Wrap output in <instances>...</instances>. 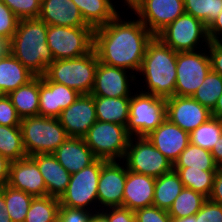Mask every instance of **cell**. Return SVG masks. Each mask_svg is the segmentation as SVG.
<instances>
[{
  "mask_svg": "<svg viewBox=\"0 0 222 222\" xmlns=\"http://www.w3.org/2000/svg\"><path fill=\"white\" fill-rule=\"evenodd\" d=\"M120 13L94 29L93 49L99 62L138 74L147 44L154 35L138 18L125 21Z\"/></svg>",
  "mask_w": 222,
  "mask_h": 222,
  "instance_id": "cell-1",
  "label": "cell"
},
{
  "mask_svg": "<svg viewBox=\"0 0 222 222\" xmlns=\"http://www.w3.org/2000/svg\"><path fill=\"white\" fill-rule=\"evenodd\" d=\"M47 30L40 18L20 19L10 40V53L35 76H44L55 60L47 45Z\"/></svg>",
  "mask_w": 222,
  "mask_h": 222,
  "instance_id": "cell-2",
  "label": "cell"
},
{
  "mask_svg": "<svg viewBox=\"0 0 222 222\" xmlns=\"http://www.w3.org/2000/svg\"><path fill=\"white\" fill-rule=\"evenodd\" d=\"M176 62L177 52L154 36L147 44L142 65L137 74L143 76V82L145 81L146 84L143 86L146 89L142 88L141 92L165 99L174 96Z\"/></svg>",
  "mask_w": 222,
  "mask_h": 222,
  "instance_id": "cell-3",
  "label": "cell"
},
{
  "mask_svg": "<svg viewBox=\"0 0 222 222\" xmlns=\"http://www.w3.org/2000/svg\"><path fill=\"white\" fill-rule=\"evenodd\" d=\"M20 127L27 157L53 154L69 137L58 118L26 117L21 119Z\"/></svg>",
  "mask_w": 222,
  "mask_h": 222,
  "instance_id": "cell-4",
  "label": "cell"
},
{
  "mask_svg": "<svg viewBox=\"0 0 222 222\" xmlns=\"http://www.w3.org/2000/svg\"><path fill=\"white\" fill-rule=\"evenodd\" d=\"M98 58L94 49L81 57L54 60L45 76L51 81L76 90L79 94H90L94 85Z\"/></svg>",
  "mask_w": 222,
  "mask_h": 222,
  "instance_id": "cell-5",
  "label": "cell"
},
{
  "mask_svg": "<svg viewBox=\"0 0 222 222\" xmlns=\"http://www.w3.org/2000/svg\"><path fill=\"white\" fill-rule=\"evenodd\" d=\"M166 119V99L140 90L130 97L129 121L131 136L146 137Z\"/></svg>",
  "mask_w": 222,
  "mask_h": 222,
  "instance_id": "cell-6",
  "label": "cell"
},
{
  "mask_svg": "<svg viewBox=\"0 0 222 222\" xmlns=\"http://www.w3.org/2000/svg\"><path fill=\"white\" fill-rule=\"evenodd\" d=\"M130 138L131 135L125 126L99 120L83 136L94 156L106 161H121L124 158Z\"/></svg>",
  "mask_w": 222,
  "mask_h": 222,
  "instance_id": "cell-7",
  "label": "cell"
},
{
  "mask_svg": "<svg viewBox=\"0 0 222 222\" xmlns=\"http://www.w3.org/2000/svg\"><path fill=\"white\" fill-rule=\"evenodd\" d=\"M47 45L55 60L81 57L93 50L94 28L48 25Z\"/></svg>",
  "mask_w": 222,
  "mask_h": 222,
  "instance_id": "cell-8",
  "label": "cell"
},
{
  "mask_svg": "<svg viewBox=\"0 0 222 222\" xmlns=\"http://www.w3.org/2000/svg\"><path fill=\"white\" fill-rule=\"evenodd\" d=\"M155 37L175 52L197 51L203 43L202 46L207 47L210 42L204 23L187 13L176 18Z\"/></svg>",
  "mask_w": 222,
  "mask_h": 222,
  "instance_id": "cell-9",
  "label": "cell"
},
{
  "mask_svg": "<svg viewBox=\"0 0 222 222\" xmlns=\"http://www.w3.org/2000/svg\"><path fill=\"white\" fill-rule=\"evenodd\" d=\"M105 161L104 159H96L88 167L71 174L66 192L59 199L60 206L85 209L92 212L99 211L95 208L98 203L97 188L101 167ZM94 202L95 204H93ZM90 208H93V210Z\"/></svg>",
  "mask_w": 222,
  "mask_h": 222,
  "instance_id": "cell-10",
  "label": "cell"
},
{
  "mask_svg": "<svg viewBox=\"0 0 222 222\" xmlns=\"http://www.w3.org/2000/svg\"><path fill=\"white\" fill-rule=\"evenodd\" d=\"M122 161L128 170L155 178L173 170L171 161L147 137L131 136Z\"/></svg>",
  "mask_w": 222,
  "mask_h": 222,
  "instance_id": "cell-11",
  "label": "cell"
},
{
  "mask_svg": "<svg viewBox=\"0 0 222 222\" xmlns=\"http://www.w3.org/2000/svg\"><path fill=\"white\" fill-rule=\"evenodd\" d=\"M177 52L176 84L174 95L192 97L212 70L209 53L206 50Z\"/></svg>",
  "mask_w": 222,
  "mask_h": 222,
  "instance_id": "cell-12",
  "label": "cell"
},
{
  "mask_svg": "<svg viewBox=\"0 0 222 222\" xmlns=\"http://www.w3.org/2000/svg\"><path fill=\"white\" fill-rule=\"evenodd\" d=\"M130 9L154 36L185 13L184 0H138Z\"/></svg>",
  "mask_w": 222,
  "mask_h": 222,
  "instance_id": "cell-13",
  "label": "cell"
},
{
  "mask_svg": "<svg viewBox=\"0 0 222 222\" xmlns=\"http://www.w3.org/2000/svg\"><path fill=\"white\" fill-rule=\"evenodd\" d=\"M128 73L129 70L127 69L98 62L94 85L90 94L109 98L131 97L133 92L130 91V86L134 81L136 83L133 84L139 86V84L136 85L139 80H136L137 77L132 72L129 75Z\"/></svg>",
  "mask_w": 222,
  "mask_h": 222,
  "instance_id": "cell-14",
  "label": "cell"
},
{
  "mask_svg": "<svg viewBox=\"0 0 222 222\" xmlns=\"http://www.w3.org/2000/svg\"><path fill=\"white\" fill-rule=\"evenodd\" d=\"M127 171L126 165L122 161L119 162V160L105 161L102 164L97 188L99 204H97V207H99V211L106 207L123 206Z\"/></svg>",
  "mask_w": 222,
  "mask_h": 222,
  "instance_id": "cell-15",
  "label": "cell"
},
{
  "mask_svg": "<svg viewBox=\"0 0 222 222\" xmlns=\"http://www.w3.org/2000/svg\"><path fill=\"white\" fill-rule=\"evenodd\" d=\"M211 117V111L192 97L174 95L166 99V118L188 133Z\"/></svg>",
  "mask_w": 222,
  "mask_h": 222,
  "instance_id": "cell-16",
  "label": "cell"
},
{
  "mask_svg": "<svg viewBox=\"0 0 222 222\" xmlns=\"http://www.w3.org/2000/svg\"><path fill=\"white\" fill-rule=\"evenodd\" d=\"M76 90L39 76V116L58 118L80 96Z\"/></svg>",
  "mask_w": 222,
  "mask_h": 222,
  "instance_id": "cell-17",
  "label": "cell"
},
{
  "mask_svg": "<svg viewBox=\"0 0 222 222\" xmlns=\"http://www.w3.org/2000/svg\"><path fill=\"white\" fill-rule=\"evenodd\" d=\"M69 137H82L97 121L94 96L81 94L74 103L58 117Z\"/></svg>",
  "mask_w": 222,
  "mask_h": 222,
  "instance_id": "cell-18",
  "label": "cell"
},
{
  "mask_svg": "<svg viewBox=\"0 0 222 222\" xmlns=\"http://www.w3.org/2000/svg\"><path fill=\"white\" fill-rule=\"evenodd\" d=\"M7 185L22 190L33 197L47 196V188L43 177L37 164L30 157L10 163Z\"/></svg>",
  "mask_w": 222,
  "mask_h": 222,
  "instance_id": "cell-19",
  "label": "cell"
},
{
  "mask_svg": "<svg viewBox=\"0 0 222 222\" xmlns=\"http://www.w3.org/2000/svg\"><path fill=\"white\" fill-rule=\"evenodd\" d=\"M146 137L172 164L190 143L189 133L167 118Z\"/></svg>",
  "mask_w": 222,
  "mask_h": 222,
  "instance_id": "cell-20",
  "label": "cell"
},
{
  "mask_svg": "<svg viewBox=\"0 0 222 222\" xmlns=\"http://www.w3.org/2000/svg\"><path fill=\"white\" fill-rule=\"evenodd\" d=\"M156 178L127 171L123 192V207L132 211L153 205Z\"/></svg>",
  "mask_w": 222,
  "mask_h": 222,
  "instance_id": "cell-21",
  "label": "cell"
},
{
  "mask_svg": "<svg viewBox=\"0 0 222 222\" xmlns=\"http://www.w3.org/2000/svg\"><path fill=\"white\" fill-rule=\"evenodd\" d=\"M38 18L47 25L91 27L72 0H42Z\"/></svg>",
  "mask_w": 222,
  "mask_h": 222,
  "instance_id": "cell-22",
  "label": "cell"
},
{
  "mask_svg": "<svg viewBox=\"0 0 222 222\" xmlns=\"http://www.w3.org/2000/svg\"><path fill=\"white\" fill-rule=\"evenodd\" d=\"M30 158L37 164L47 188V195L60 199L66 192L71 174L53 154H35Z\"/></svg>",
  "mask_w": 222,
  "mask_h": 222,
  "instance_id": "cell-23",
  "label": "cell"
},
{
  "mask_svg": "<svg viewBox=\"0 0 222 222\" xmlns=\"http://www.w3.org/2000/svg\"><path fill=\"white\" fill-rule=\"evenodd\" d=\"M53 155L70 174L88 167L97 159L82 137H68Z\"/></svg>",
  "mask_w": 222,
  "mask_h": 222,
  "instance_id": "cell-24",
  "label": "cell"
},
{
  "mask_svg": "<svg viewBox=\"0 0 222 222\" xmlns=\"http://www.w3.org/2000/svg\"><path fill=\"white\" fill-rule=\"evenodd\" d=\"M34 77L35 75L11 53L0 58V95H8Z\"/></svg>",
  "mask_w": 222,
  "mask_h": 222,
  "instance_id": "cell-25",
  "label": "cell"
},
{
  "mask_svg": "<svg viewBox=\"0 0 222 222\" xmlns=\"http://www.w3.org/2000/svg\"><path fill=\"white\" fill-rule=\"evenodd\" d=\"M97 120L127 126L129 121L130 97L94 96Z\"/></svg>",
  "mask_w": 222,
  "mask_h": 222,
  "instance_id": "cell-26",
  "label": "cell"
},
{
  "mask_svg": "<svg viewBox=\"0 0 222 222\" xmlns=\"http://www.w3.org/2000/svg\"><path fill=\"white\" fill-rule=\"evenodd\" d=\"M114 0H72L84 21L94 29L110 22L120 11Z\"/></svg>",
  "mask_w": 222,
  "mask_h": 222,
  "instance_id": "cell-27",
  "label": "cell"
},
{
  "mask_svg": "<svg viewBox=\"0 0 222 222\" xmlns=\"http://www.w3.org/2000/svg\"><path fill=\"white\" fill-rule=\"evenodd\" d=\"M16 109L18 116H38L39 111V76H35L27 84L20 86L7 95Z\"/></svg>",
  "mask_w": 222,
  "mask_h": 222,
  "instance_id": "cell-28",
  "label": "cell"
},
{
  "mask_svg": "<svg viewBox=\"0 0 222 222\" xmlns=\"http://www.w3.org/2000/svg\"><path fill=\"white\" fill-rule=\"evenodd\" d=\"M183 188L184 185L180 176L174 170L157 177L155 181L153 206L168 211Z\"/></svg>",
  "mask_w": 222,
  "mask_h": 222,
  "instance_id": "cell-29",
  "label": "cell"
},
{
  "mask_svg": "<svg viewBox=\"0 0 222 222\" xmlns=\"http://www.w3.org/2000/svg\"><path fill=\"white\" fill-rule=\"evenodd\" d=\"M173 167H190V169H200L205 171H217L219 166L214 162L211 152L189 143L181 152Z\"/></svg>",
  "mask_w": 222,
  "mask_h": 222,
  "instance_id": "cell-30",
  "label": "cell"
},
{
  "mask_svg": "<svg viewBox=\"0 0 222 222\" xmlns=\"http://www.w3.org/2000/svg\"><path fill=\"white\" fill-rule=\"evenodd\" d=\"M0 154L11 162L27 157L20 126L0 125Z\"/></svg>",
  "mask_w": 222,
  "mask_h": 222,
  "instance_id": "cell-31",
  "label": "cell"
},
{
  "mask_svg": "<svg viewBox=\"0 0 222 222\" xmlns=\"http://www.w3.org/2000/svg\"><path fill=\"white\" fill-rule=\"evenodd\" d=\"M173 170L179 174L185 188L209 197L217 171L190 169V167H173Z\"/></svg>",
  "mask_w": 222,
  "mask_h": 222,
  "instance_id": "cell-32",
  "label": "cell"
},
{
  "mask_svg": "<svg viewBox=\"0 0 222 222\" xmlns=\"http://www.w3.org/2000/svg\"><path fill=\"white\" fill-rule=\"evenodd\" d=\"M207 199L201 193L184 187L169 208L168 214L172 219L195 215Z\"/></svg>",
  "mask_w": 222,
  "mask_h": 222,
  "instance_id": "cell-33",
  "label": "cell"
},
{
  "mask_svg": "<svg viewBox=\"0 0 222 222\" xmlns=\"http://www.w3.org/2000/svg\"><path fill=\"white\" fill-rule=\"evenodd\" d=\"M59 207L58 198L34 197L24 222H57Z\"/></svg>",
  "mask_w": 222,
  "mask_h": 222,
  "instance_id": "cell-34",
  "label": "cell"
},
{
  "mask_svg": "<svg viewBox=\"0 0 222 222\" xmlns=\"http://www.w3.org/2000/svg\"><path fill=\"white\" fill-rule=\"evenodd\" d=\"M33 196L9 185H4V199L6 211L12 222H24L30 208Z\"/></svg>",
  "mask_w": 222,
  "mask_h": 222,
  "instance_id": "cell-35",
  "label": "cell"
},
{
  "mask_svg": "<svg viewBox=\"0 0 222 222\" xmlns=\"http://www.w3.org/2000/svg\"><path fill=\"white\" fill-rule=\"evenodd\" d=\"M222 135V120L211 117L189 133L190 143L211 151Z\"/></svg>",
  "mask_w": 222,
  "mask_h": 222,
  "instance_id": "cell-36",
  "label": "cell"
},
{
  "mask_svg": "<svg viewBox=\"0 0 222 222\" xmlns=\"http://www.w3.org/2000/svg\"><path fill=\"white\" fill-rule=\"evenodd\" d=\"M222 94V76L212 70L205 77L203 83L192 95V98L212 111Z\"/></svg>",
  "mask_w": 222,
  "mask_h": 222,
  "instance_id": "cell-37",
  "label": "cell"
},
{
  "mask_svg": "<svg viewBox=\"0 0 222 222\" xmlns=\"http://www.w3.org/2000/svg\"><path fill=\"white\" fill-rule=\"evenodd\" d=\"M184 8L208 27L222 12V0H184Z\"/></svg>",
  "mask_w": 222,
  "mask_h": 222,
  "instance_id": "cell-38",
  "label": "cell"
},
{
  "mask_svg": "<svg viewBox=\"0 0 222 222\" xmlns=\"http://www.w3.org/2000/svg\"><path fill=\"white\" fill-rule=\"evenodd\" d=\"M19 18H38L42 0H1Z\"/></svg>",
  "mask_w": 222,
  "mask_h": 222,
  "instance_id": "cell-39",
  "label": "cell"
},
{
  "mask_svg": "<svg viewBox=\"0 0 222 222\" xmlns=\"http://www.w3.org/2000/svg\"><path fill=\"white\" fill-rule=\"evenodd\" d=\"M19 18L0 0V37L11 40L17 29Z\"/></svg>",
  "mask_w": 222,
  "mask_h": 222,
  "instance_id": "cell-40",
  "label": "cell"
},
{
  "mask_svg": "<svg viewBox=\"0 0 222 222\" xmlns=\"http://www.w3.org/2000/svg\"><path fill=\"white\" fill-rule=\"evenodd\" d=\"M134 214L137 222H171L172 220L167 210L153 205L137 209Z\"/></svg>",
  "mask_w": 222,
  "mask_h": 222,
  "instance_id": "cell-41",
  "label": "cell"
},
{
  "mask_svg": "<svg viewBox=\"0 0 222 222\" xmlns=\"http://www.w3.org/2000/svg\"><path fill=\"white\" fill-rule=\"evenodd\" d=\"M21 118L18 116L11 99L7 95H0V125L20 126Z\"/></svg>",
  "mask_w": 222,
  "mask_h": 222,
  "instance_id": "cell-42",
  "label": "cell"
},
{
  "mask_svg": "<svg viewBox=\"0 0 222 222\" xmlns=\"http://www.w3.org/2000/svg\"><path fill=\"white\" fill-rule=\"evenodd\" d=\"M197 222H222V205L207 199L196 213Z\"/></svg>",
  "mask_w": 222,
  "mask_h": 222,
  "instance_id": "cell-43",
  "label": "cell"
},
{
  "mask_svg": "<svg viewBox=\"0 0 222 222\" xmlns=\"http://www.w3.org/2000/svg\"><path fill=\"white\" fill-rule=\"evenodd\" d=\"M92 214L93 212L85 209L60 206L57 222H89Z\"/></svg>",
  "mask_w": 222,
  "mask_h": 222,
  "instance_id": "cell-44",
  "label": "cell"
},
{
  "mask_svg": "<svg viewBox=\"0 0 222 222\" xmlns=\"http://www.w3.org/2000/svg\"><path fill=\"white\" fill-rule=\"evenodd\" d=\"M110 209V210H109ZM108 219L109 222H137L134 211L123 207H109L100 210Z\"/></svg>",
  "mask_w": 222,
  "mask_h": 222,
  "instance_id": "cell-45",
  "label": "cell"
},
{
  "mask_svg": "<svg viewBox=\"0 0 222 222\" xmlns=\"http://www.w3.org/2000/svg\"><path fill=\"white\" fill-rule=\"evenodd\" d=\"M207 50L211 61L212 71L222 76V42L210 41Z\"/></svg>",
  "mask_w": 222,
  "mask_h": 222,
  "instance_id": "cell-46",
  "label": "cell"
},
{
  "mask_svg": "<svg viewBox=\"0 0 222 222\" xmlns=\"http://www.w3.org/2000/svg\"><path fill=\"white\" fill-rule=\"evenodd\" d=\"M208 199L222 205V167H219L216 172Z\"/></svg>",
  "mask_w": 222,
  "mask_h": 222,
  "instance_id": "cell-47",
  "label": "cell"
},
{
  "mask_svg": "<svg viewBox=\"0 0 222 222\" xmlns=\"http://www.w3.org/2000/svg\"><path fill=\"white\" fill-rule=\"evenodd\" d=\"M207 34L209 41H222V12L207 27Z\"/></svg>",
  "mask_w": 222,
  "mask_h": 222,
  "instance_id": "cell-48",
  "label": "cell"
},
{
  "mask_svg": "<svg viewBox=\"0 0 222 222\" xmlns=\"http://www.w3.org/2000/svg\"><path fill=\"white\" fill-rule=\"evenodd\" d=\"M10 163L11 161L0 154V188L8 184Z\"/></svg>",
  "mask_w": 222,
  "mask_h": 222,
  "instance_id": "cell-49",
  "label": "cell"
},
{
  "mask_svg": "<svg viewBox=\"0 0 222 222\" xmlns=\"http://www.w3.org/2000/svg\"><path fill=\"white\" fill-rule=\"evenodd\" d=\"M214 162L219 166L222 167V135L218 139V141L215 143L213 149L210 151Z\"/></svg>",
  "mask_w": 222,
  "mask_h": 222,
  "instance_id": "cell-50",
  "label": "cell"
},
{
  "mask_svg": "<svg viewBox=\"0 0 222 222\" xmlns=\"http://www.w3.org/2000/svg\"><path fill=\"white\" fill-rule=\"evenodd\" d=\"M0 222H12L8 212L6 211L4 186L0 188Z\"/></svg>",
  "mask_w": 222,
  "mask_h": 222,
  "instance_id": "cell-51",
  "label": "cell"
},
{
  "mask_svg": "<svg viewBox=\"0 0 222 222\" xmlns=\"http://www.w3.org/2000/svg\"><path fill=\"white\" fill-rule=\"evenodd\" d=\"M10 53V40L5 37H0V58L7 56Z\"/></svg>",
  "mask_w": 222,
  "mask_h": 222,
  "instance_id": "cell-52",
  "label": "cell"
},
{
  "mask_svg": "<svg viewBox=\"0 0 222 222\" xmlns=\"http://www.w3.org/2000/svg\"><path fill=\"white\" fill-rule=\"evenodd\" d=\"M212 116L216 117L217 119L222 120V94L218 98V101L214 107V109L211 111Z\"/></svg>",
  "mask_w": 222,
  "mask_h": 222,
  "instance_id": "cell-53",
  "label": "cell"
},
{
  "mask_svg": "<svg viewBox=\"0 0 222 222\" xmlns=\"http://www.w3.org/2000/svg\"><path fill=\"white\" fill-rule=\"evenodd\" d=\"M89 222H109L107 217L101 212H93V214L90 217Z\"/></svg>",
  "mask_w": 222,
  "mask_h": 222,
  "instance_id": "cell-54",
  "label": "cell"
},
{
  "mask_svg": "<svg viewBox=\"0 0 222 222\" xmlns=\"http://www.w3.org/2000/svg\"><path fill=\"white\" fill-rule=\"evenodd\" d=\"M171 222H197L196 214L179 219H172Z\"/></svg>",
  "mask_w": 222,
  "mask_h": 222,
  "instance_id": "cell-55",
  "label": "cell"
},
{
  "mask_svg": "<svg viewBox=\"0 0 222 222\" xmlns=\"http://www.w3.org/2000/svg\"><path fill=\"white\" fill-rule=\"evenodd\" d=\"M123 2V0H121ZM138 0H124L123 4H121L122 6H127L129 9L134 3H136Z\"/></svg>",
  "mask_w": 222,
  "mask_h": 222,
  "instance_id": "cell-56",
  "label": "cell"
}]
</instances>
